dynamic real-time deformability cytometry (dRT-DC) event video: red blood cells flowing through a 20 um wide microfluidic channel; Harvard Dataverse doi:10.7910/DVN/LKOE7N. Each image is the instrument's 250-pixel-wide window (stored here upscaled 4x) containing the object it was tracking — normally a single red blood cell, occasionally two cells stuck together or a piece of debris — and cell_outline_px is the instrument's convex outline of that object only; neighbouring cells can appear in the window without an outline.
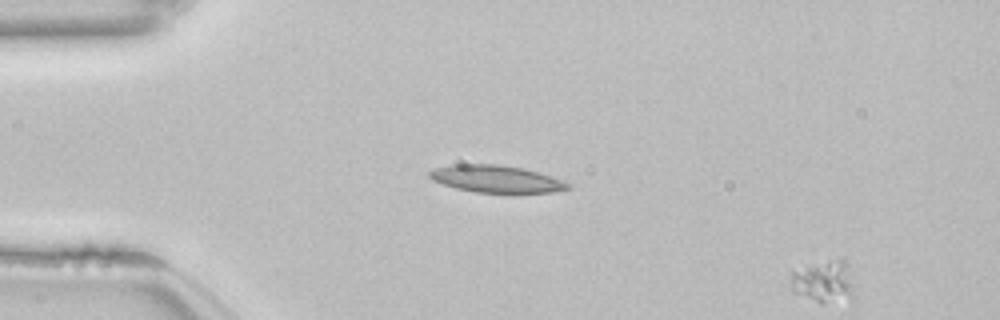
{"species": "common noctule bat (a hibernating species)", "species_latin": "Nyctalus noctula", "temperature_condition": "room temperature", "stored_images_in_passage": 13, "segment_of_instrument_passage": [2, 2], "camera_frame_rate_fps": 3000, "um_per_image_px": 0.085, "animal": {"sex": "female", "body_mass_g": 22.7, "forearm_length_mm": 54.2}, "frame": {"image": 1, "passage_image": 13, "time_ms": 4.0, "image_size_px": [1000, 320], "cell_outline_px": [[852, 296], [820, 304], [792, 292], [792, 272], [840, 260], [844, 260], [852, 288]], "centroid_in_image_um": [69.96, 24.02], "position_along_channel_um": 15.0, "area_um2": 14.05}}